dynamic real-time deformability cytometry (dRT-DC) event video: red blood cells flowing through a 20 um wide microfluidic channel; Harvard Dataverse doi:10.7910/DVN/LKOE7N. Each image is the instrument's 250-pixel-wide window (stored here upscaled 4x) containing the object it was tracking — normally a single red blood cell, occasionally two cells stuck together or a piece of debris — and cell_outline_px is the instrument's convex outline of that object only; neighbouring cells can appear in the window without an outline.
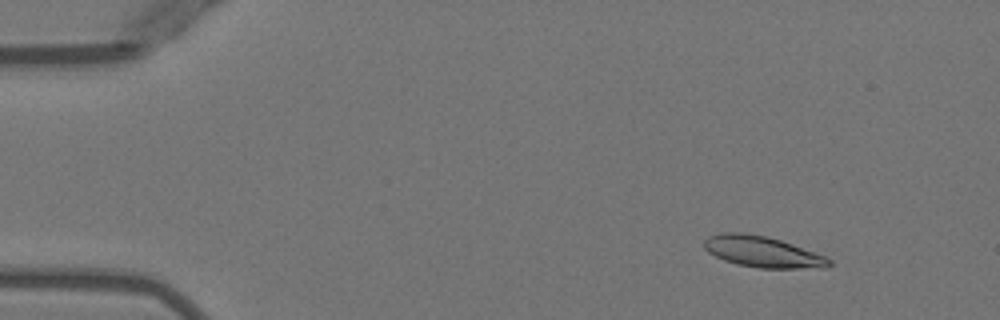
{"species": "Egyptian fruit bat (a non-hibernating species)", "species_latin": "Rousettus aegyptiacus", "temperature_condition": "warm", "stored_images_in_passage": 51, "camera_frame_rate_fps": 3000, "um_per_image_px": 0.085, "animal": {"sex": "female"}, "frame": {"image": 1, "passage_image": 6, "time_ms": 1.667, "image_size_px": [1000, 320], "cell_outline_px": [[832, 264], [824, 268], [760, 268], [736, 264], [724, 260], [708, 252], [704, 248], [704, 240], [708, 236], [720, 232], [744, 232], [768, 236], [792, 244], [824, 256], [832, 260]], "centroid_in_image_um": [64.78, 21.39], "position_along_channel_um": 20.2, "area_um2": 22.66}}
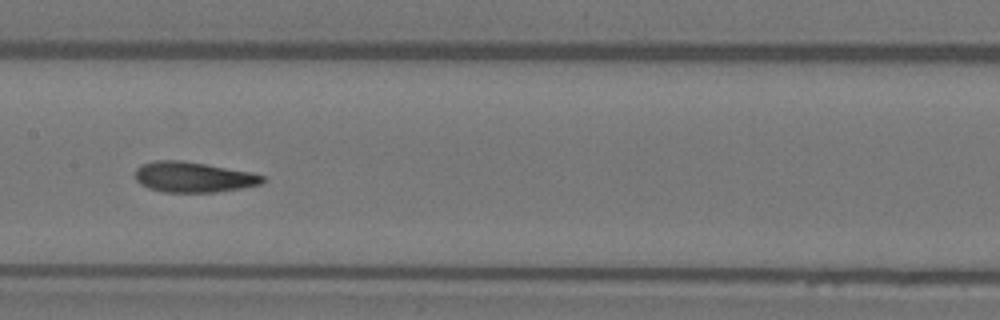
{"frame": {"image": 2, "passage_image": 26, "time_ms": 8.333, "image_size_px": [1000, 320], "cell_outline_px": [[264, 180], [260, 184], [240, 188], [216, 192], [164, 192], [148, 188], [140, 184], [136, 180], [136, 168], [140, 164], [156, 160], [180, 160], [252, 172], [264, 176]], "centroid_in_image_um": [16.4, 15.05], "position_along_channel_um": 191.0, "area_um2": 22.48}}
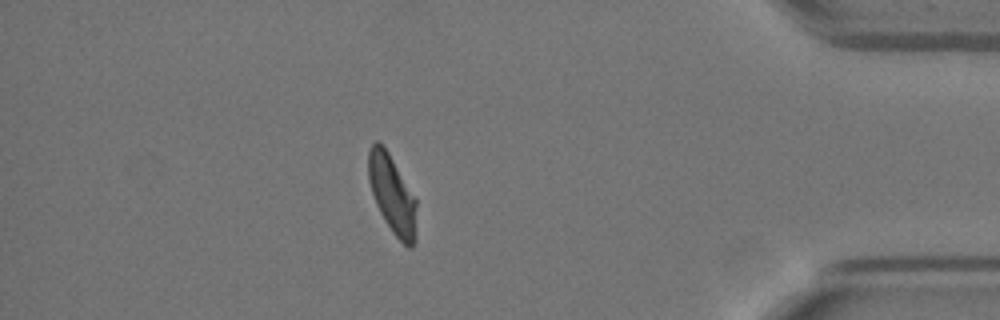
{"frame": {"image": 3, "passage_image": 45, "time_ms": 14.667, "image_size_px": [1000, 320], "cell_outline_px": [[416, 240], [412, 248], [408, 248], [392, 232], [384, 220], [376, 204], [368, 180], [368, 148], [376, 140], [388, 152], [416, 200]], "centroid_in_image_um": [33.33, 16.56], "position_along_channel_um": 401.9, "area_um2": 21.79}, "authors_computed_cell_mechanics": {"area_um2": 22.5998, "velocity_mm_per_s": 3.9617, "shape_relaxation_time_tau1_ms": 10.9534, "shape_relaxation_time_tau2_ms": 2.1978, "deformation_change_tau1": 0.2964, "deformation_change_tau2": 0.0849}}